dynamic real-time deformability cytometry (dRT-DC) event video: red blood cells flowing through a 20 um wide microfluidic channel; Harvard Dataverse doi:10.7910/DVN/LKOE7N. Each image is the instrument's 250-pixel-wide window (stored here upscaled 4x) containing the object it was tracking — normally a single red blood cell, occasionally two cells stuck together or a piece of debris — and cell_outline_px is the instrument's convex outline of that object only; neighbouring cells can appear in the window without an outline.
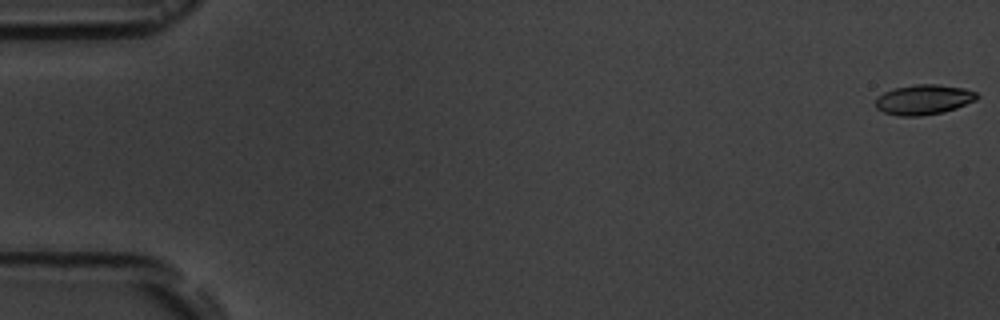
{"species": "common noctule bat (a hibernating species)", "species_latin": "Nyctalus noctula", "temperature_condition": "room temperature", "stored_images_in_passage": 7, "camera_frame_rate_fps": 3000, "um_per_image_px": 0.085, "animal": {"sex": "male", "body_mass_g": 19.5, "forearm_length_mm": 54.6}, "frame": {"image": 1, "passage_image": 1, "time_ms": 0.0, "image_size_px": [1000, 320], "cell_outline_px": [[980, 96], [976, 100], [956, 108], [944, 112], [920, 116], [900, 116], [884, 112], [876, 108], [876, 96], [892, 88], [916, 84], [936, 84], [964, 88], [976, 92]], "centroid_in_image_um": [78.51, 8.46], "position_along_channel_um": 6.5, "area_um2": 17.86}}
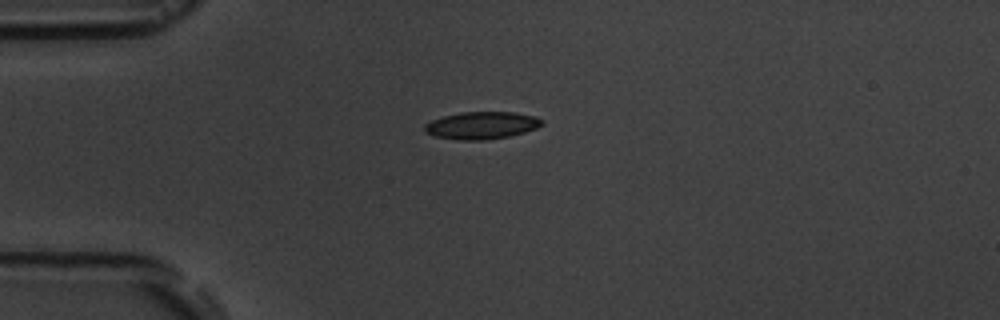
{"frame": {"image": 2, "passage_image": 5, "time_ms": 4.667, "image_size_px": [1000, 320], "cell_outline_px": [[544, 124], [536, 128], [524, 132], [508, 136], [484, 140], [460, 140], [436, 136], [424, 132], [424, 124], [432, 120], [444, 116], [460, 112], [512, 112], [536, 116], [544, 120]], "centroid_in_image_um": [40.95, 10.65], "position_along_channel_um": 44.1, "area_um2": 18.67}}
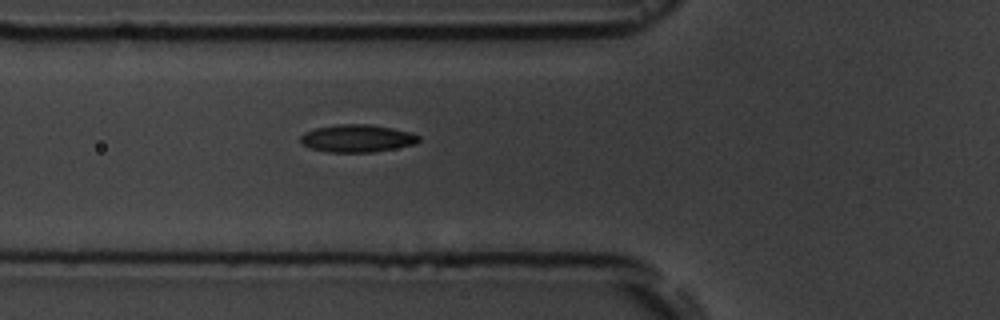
{"frame": {"image": 3, "passage_image": 7, "time_ms": 6.667, "image_size_px": [1000, 320], "cell_outline_px": [[420, 140], [416, 144], [376, 152], [328, 152], [308, 148], [300, 144], [300, 136], [304, 132], [316, 128], [336, 124], [372, 124], [412, 132], [420, 136]], "centroid_in_image_um": [30.35, 11.76], "position_along_channel_um": 95.4, "area_um2": 19.36}}